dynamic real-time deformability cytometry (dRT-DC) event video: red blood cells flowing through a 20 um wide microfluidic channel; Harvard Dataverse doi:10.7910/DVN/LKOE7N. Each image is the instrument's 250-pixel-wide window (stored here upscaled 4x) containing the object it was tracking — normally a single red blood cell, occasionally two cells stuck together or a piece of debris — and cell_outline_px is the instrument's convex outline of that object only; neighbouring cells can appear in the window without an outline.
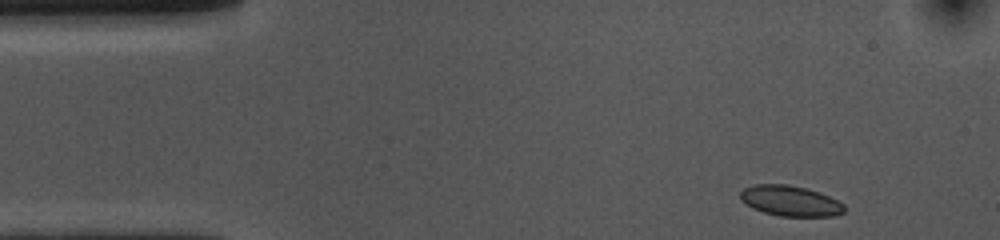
{"species": "common noctule bat (a hibernating species)", "species_latin": "Nyctalus noctula", "temperature_condition": "cold", "stored_images_in_passage": 42, "camera_frame_rate_fps": 3000, "um_per_image_px": 0.085, "animal": {"sex": "female", "body_mass_g": 10.0, "forearm_length_mm": 53.1}, "frame": {"image": 1, "passage_image": 1, "time_ms": 0.0, "image_size_px": [1000, 240], "cell_outline_px": [[844, 212], [832, 216], [780, 216], [764, 212], [752, 208], [744, 204], [740, 200], [740, 192], [744, 188], [756, 184], [788, 184], [820, 192], [844, 204]], "centroid_in_image_um": [67.13, 17.07], "position_along_channel_um": 17.9, "area_um2": 18.44}}
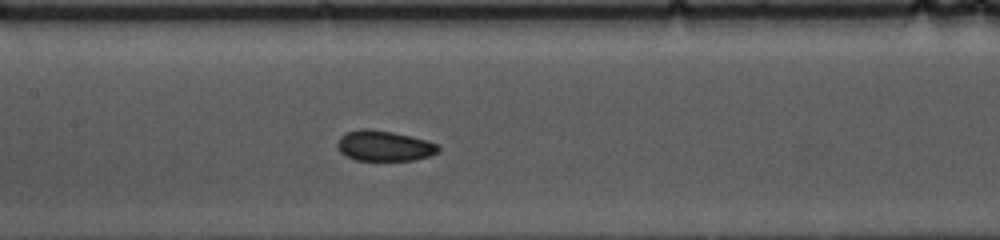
{"frame": {"image": 2, "passage_image": 20, "time_ms": 6.333, "image_size_px": [1000, 240], "cell_outline_px": [[440, 152], [432, 156], [412, 160], [356, 160], [344, 156], [336, 148], [336, 144], [340, 136], [348, 132], [360, 128], [368, 128], [392, 132], [412, 136], [428, 140], [436, 144], [440, 148]], "centroid_in_image_um": [32.65, 12.4], "position_along_channel_um": 174.7, "area_um2": 18.21}}
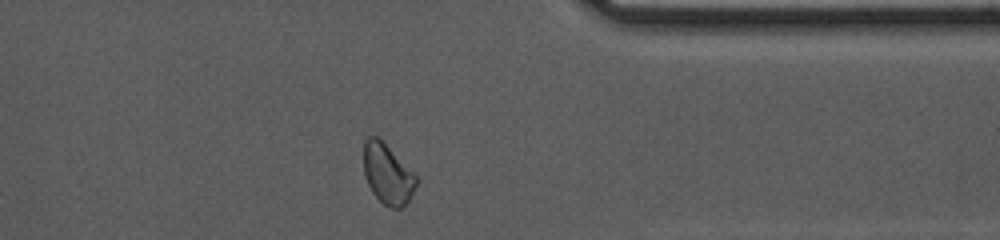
{"frame": {"image": 3, "passage_image": 38, "time_ms": 12.333, "image_size_px": [1000, 240], "cell_outline_px": [[416, 184], [408, 200], [400, 208], [392, 208], [384, 204], [372, 192], [368, 184], [364, 172], [364, 140], [368, 136], [376, 136], [416, 176]], "centroid_in_image_um": [32.9, 14.8], "position_along_channel_um": 378.5, "area_um2": 17.63}, "authors_computed_cell_mechanics": {"area_um2": 18.2937, "velocity_mm_per_s": 3.6032, "shape_relaxation_time_tau1_ms": 4.8786, "shape_relaxation_time_tau2_ms": 4.9011, "deformation_change_tau1": 0.0754, "deformation_change_tau2": 0.0669}}